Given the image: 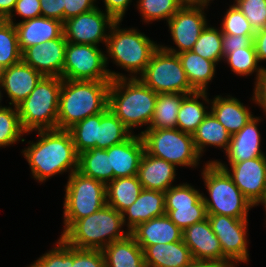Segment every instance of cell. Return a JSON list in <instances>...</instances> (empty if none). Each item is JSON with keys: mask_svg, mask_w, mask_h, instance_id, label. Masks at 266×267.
<instances>
[{"mask_svg": "<svg viewBox=\"0 0 266 267\" xmlns=\"http://www.w3.org/2000/svg\"><path fill=\"white\" fill-rule=\"evenodd\" d=\"M37 141H28L22 149L29 164L31 174L39 183L51 179L54 175L69 172L70 176L78 170L79 154L68 130H36Z\"/></svg>", "mask_w": 266, "mask_h": 267, "instance_id": "obj_1", "label": "cell"}, {"mask_svg": "<svg viewBox=\"0 0 266 267\" xmlns=\"http://www.w3.org/2000/svg\"><path fill=\"white\" fill-rule=\"evenodd\" d=\"M110 83L62 79L57 129L68 130L88 116L103 112L108 107Z\"/></svg>", "mask_w": 266, "mask_h": 267, "instance_id": "obj_2", "label": "cell"}, {"mask_svg": "<svg viewBox=\"0 0 266 267\" xmlns=\"http://www.w3.org/2000/svg\"><path fill=\"white\" fill-rule=\"evenodd\" d=\"M157 93L139 78L111 80L108 91V108L134 133V128L147 125L148 129L156 103Z\"/></svg>", "mask_w": 266, "mask_h": 267, "instance_id": "obj_3", "label": "cell"}, {"mask_svg": "<svg viewBox=\"0 0 266 267\" xmlns=\"http://www.w3.org/2000/svg\"><path fill=\"white\" fill-rule=\"evenodd\" d=\"M123 227L122 213L106 204L97 212L75 221L60 238L75 248L103 250L130 234Z\"/></svg>", "mask_w": 266, "mask_h": 267, "instance_id": "obj_4", "label": "cell"}, {"mask_svg": "<svg viewBox=\"0 0 266 267\" xmlns=\"http://www.w3.org/2000/svg\"><path fill=\"white\" fill-rule=\"evenodd\" d=\"M121 22L116 21L109 31L105 45L106 66L109 63L108 58H111L116 66L130 73L127 78H138L160 44L155 43L135 28L119 27Z\"/></svg>", "mask_w": 266, "mask_h": 267, "instance_id": "obj_5", "label": "cell"}, {"mask_svg": "<svg viewBox=\"0 0 266 267\" xmlns=\"http://www.w3.org/2000/svg\"><path fill=\"white\" fill-rule=\"evenodd\" d=\"M201 172L209 198L202 193L207 214L226 215L248 219L254 206L234 184L227 172L215 163L206 162Z\"/></svg>", "mask_w": 266, "mask_h": 267, "instance_id": "obj_6", "label": "cell"}, {"mask_svg": "<svg viewBox=\"0 0 266 267\" xmlns=\"http://www.w3.org/2000/svg\"><path fill=\"white\" fill-rule=\"evenodd\" d=\"M61 85L62 78L44 76L29 96L16 106L26 134L57 129Z\"/></svg>", "mask_w": 266, "mask_h": 267, "instance_id": "obj_7", "label": "cell"}, {"mask_svg": "<svg viewBox=\"0 0 266 267\" xmlns=\"http://www.w3.org/2000/svg\"><path fill=\"white\" fill-rule=\"evenodd\" d=\"M145 152L177 166L195 168L201 156L196 150L193 135L177 128L141 131Z\"/></svg>", "mask_w": 266, "mask_h": 267, "instance_id": "obj_8", "label": "cell"}, {"mask_svg": "<svg viewBox=\"0 0 266 267\" xmlns=\"http://www.w3.org/2000/svg\"><path fill=\"white\" fill-rule=\"evenodd\" d=\"M64 189L62 234L78 219L89 216L106 205V185L78 171L68 176Z\"/></svg>", "mask_w": 266, "mask_h": 267, "instance_id": "obj_9", "label": "cell"}, {"mask_svg": "<svg viewBox=\"0 0 266 267\" xmlns=\"http://www.w3.org/2000/svg\"><path fill=\"white\" fill-rule=\"evenodd\" d=\"M155 93L196 92L190 85L178 54L164 50L159 46L152 54L144 72L138 77Z\"/></svg>", "mask_w": 266, "mask_h": 267, "instance_id": "obj_10", "label": "cell"}, {"mask_svg": "<svg viewBox=\"0 0 266 267\" xmlns=\"http://www.w3.org/2000/svg\"><path fill=\"white\" fill-rule=\"evenodd\" d=\"M105 53L99 46L67 42L63 67V79L86 81H111L126 78L107 68Z\"/></svg>", "mask_w": 266, "mask_h": 267, "instance_id": "obj_11", "label": "cell"}, {"mask_svg": "<svg viewBox=\"0 0 266 267\" xmlns=\"http://www.w3.org/2000/svg\"><path fill=\"white\" fill-rule=\"evenodd\" d=\"M165 214L182 231L206 219L202 193L187 182L170 187L165 192Z\"/></svg>", "mask_w": 266, "mask_h": 267, "instance_id": "obj_12", "label": "cell"}, {"mask_svg": "<svg viewBox=\"0 0 266 267\" xmlns=\"http://www.w3.org/2000/svg\"><path fill=\"white\" fill-rule=\"evenodd\" d=\"M207 217L220 242L223 255L236 267L237 263L248 262V219L217 214H207Z\"/></svg>", "mask_w": 266, "mask_h": 267, "instance_id": "obj_13", "label": "cell"}, {"mask_svg": "<svg viewBox=\"0 0 266 267\" xmlns=\"http://www.w3.org/2000/svg\"><path fill=\"white\" fill-rule=\"evenodd\" d=\"M115 22L111 15L101 11L97 6L88 12L67 19L63 23V32L69 43L106 45L109 31Z\"/></svg>", "mask_w": 266, "mask_h": 267, "instance_id": "obj_14", "label": "cell"}, {"mask_svg": "<svg viewBox=\"0 0 266 267\" xmlns=\"http://www.w3.org/2000/svg\"><path fill=\"white\" fill-rule=\"evenodd\" d=\"M208 163H215L225 170L254 207L263 200L266 193V157L233 163L229 165L231 169L218 160H209Z\"/></svg>", "mask_w": 266, "mask_h": 267, "instance_id": "obj_15", "label": "cell"}, {"mask_svg": "<svg viewBox=\"0 0 266 267\" xmlns=\"http://www.w3.org/2000/svg\"><path fill=\"white\" fill-rule=\"evenodd\" d=\"M205 9L207 7H181L167 22L173 44L177 47L160 46L174 54L192 50L201 32L208 25Z\"/></svg>", "mask_w": 266, "mask_h": 267, "instance_id": "obj_16", "label": "cell"}, {"mask_svg": "<svg viewBox=\"0 0 266 267\" xmlns=\"http://www.w3.org/2000/svg\"><path fill=\"white\" fill-rule=\"evenodd\" d=\"M182 240L191 251L194 261L235 267L224 255L220 242L212 231L208 217L183 230Z\"/></svg>", "mask_w": 266, "mask_h": 267, "instance_id": "obj_17", "label": "cell"}, {"mask_svg": "<svg viewBox=\"0 0 266 267\" xmlns=\"http://www.w3.org/2000/svg\"><path fill=\"white\" fill-rule=\"evenodd\" d=\"M66 45L63 33L59 38L26 48L21 60L45 77L63 79Z\"/></svg>", "mask_w": 266, "mask_h": 267, "instance_id": "obj_18", "label": "cell"}, {"mask_svg": "<svg viewBox=\"0 0 266 267\" xmlns=\"http://www.w3.org/2000/svg\"><path fill=\"white\" fill-rule=\"evenodd\" d=\"M44 76L22 60L0 70V99L3 92L8 95L10 106H17L25 100ZM2 89V90H1Z\"/></svg>", "mask_w": 266, "mask_h": 267, "instance_id": "obj_19", "label": "cell"}, {"mask_svg": "<svg viewBox=\"0 0 266 267\" xmlns=\"http://www.w3.org/2000/svg\"><path fill=\"white\" fill-rule=\"evenodd\" d=\"M106 152L110 156L114 180L137 175L145 147L140 134L133 133L124 142L107 148Z\"/></svg>", "mask_w": 266, "mask_h": 267, "instance_id": "obj_20", "label": "cell"}, {"mask_svg": "<svg viewBox=\"0 0 266 267\" xmlns=\"http://www.w3.org/2000/svg\"><path fill=\"white\" fill-rule=\"evenodd\" d=\"M259 117L253 116L237 133L231 135L225 151L229 165L257 157H266L262 152L261 134L258 131Z\"/></svg>", "mask_w": 266, "mask_h": 267, "instance_id": "obj_21", "label": "cell"}, {"mask_svg": "<svg viewBox=\"0 0 266 267\" xmlns=\"http://www.w3.org/2000/svg\"><path fill=\"white\" fill-rule=\"evenodd\" d=\"M176 166L164 159L144 152L137 172L138 180L143 189L166 192L174 186Z\"/></svg>", "mask_w": 266, "mask_h": 267, "instance_id": "obj_22", "label": "cell"}, {"mask_svg": "<svg viewBox=\"0 0 266 267\" xmlns=\"http://www.w3.org/2000/svg\"><path fill=\"white\" fill-rule=\"evenodd\" d=\"M183 231L177 227L166 214L138 224L130 235L144 249L155 244H168L182 241Z\"/></svg>", "mask_w": 266, "mask_h": 267, "instance_id": "obj_23", "label": "cell"}, {"mask_svg": "<svg viewBox=\"0 0 266 267\" xmlns=\"http://www.w3.org/2000/svg\"><path fill=\"white\" fill-rule=\"evenodd\" d=\"M165 214V193L142 189L137 200L122 212L124 226L130 232L138 224Z\"/></svg>", "mask_w": 266, "mask_h": 267, "instance_id": "obj_24", "label": "cell"}, {"mask_svg": "<svg viewBox=\"0 0 266 267\" xmlns=\"http://www.w3.org/2000/svg\"><path fill=\"white\" fill-rule=\"evenodd\" d=\"M21 52L34 45L59 38L63 32V22L46 17H37L15 23Z\"/></svg>", "mask_w": 266, "mask_h": 267, "instance_id": "obj_25", "label": "cell"}, {"mask_svg": "<svg viewBox=\"0 0 266 267\" xmlns=\"http://www.w3.org/2000/svg\"><path fill=\"white\" fill-rule=\"evenodd\" d=\"M210 112L232 135L239 132L254 115L236 97L216 95L210 99Z\"/></svg>", "mask_w": 266, "mask_h": 267, "instance_id": "obj_26", "label": "cell"}, {"mask_svg": "<svg viewBox=\"0 0 266 267\" xmlns=\"http://www.w3.org/2000/svg\"><path fill=\"white\" fill-rule=\"evenodd\" d=\"M143 255L146 267H185L194 261L183 240L147 246Z\"/></svg>", "mask_w": 266, "mask_h": 267, "instance_id": "obj_27", "label": "cell"}, {"mask_svg": "<svg viewBox=\"0 0 266 267\" xmlns=\"http://www.w3.org/2000/svg\"><path fill=\"white\" fill-rule=\"evenodd\" d=\"M102 251L106 267H146L143 249L130 234L107 245Z\"/></svg>", "mask_w": 266, "mask_h": 267, "instance_id": "obj_28", "label": "cell"}, {"mask_svg": "<svg viewBox=\"0 0 266 267\" xmlns=\"http://www.w3.org/2000/svg\"><path fill=\"white\" fill-rule=\"evenodd\" d=\"M207 92H194L186 95L181 103L177 116V129L193 134L209 114L210 99ZM202 98V99H201ZM198 99L202 100L200 102ZM208 104L207 106L204 105Z\"/></svg>", "mask_w": 266, "mask_h": 267, "instance_id": "obj_29", "label": "cell"}, {"mask_svg": "<svg viewBox=\"0 0 266 267\" xmlns=\"http://www.w3.org/2000/svg\"><path fill=\"white\" fill-rule=\"evenodd\" d=\"M178 57L191 87L196 92H207L216 73V64L191 50L178 54Z\"/></svg>", "mask_w": 266, "mask_h": 267, "instance_id": "obj_30", "label": "cell"}, {"mask_svg": "<svg viewBox=\"0 0 266 267\" xmlns=\"http://www.w3.org/2000/svg\"><path fill=\"white\" fill-rule=\"evenodd\" d=\"M192 135L196 150L201 157L206 151L204 150L206 149L205 147L208 146L219 147L226 151L231 139V134L211 112H209Z\"/></svg>", "mask_w": 266, "mask_h": 267, "instance_id": "obj_31", "label": "cell"}, {"mask_svg": "<svg viewBox=\"0 0 266 267\" xmlns=\"http://www.w3.org/2000/svg\"><path fill=\"white\" fill-rule=\"evenodd\" d=\"M142 189L137 175L116 178L106 185V204L122 213L137 200Z\"/></svg>", "mask_w": 266, "mask_h": 267, "instance_id": "obj_32", "label": "cell"}, {"mask_svg": "<svg viewBox=\"0 0 266 267\" xmlns=\"http://www.w3.org/2000/svg\"><path fill=\"white\" fill-rule=\"evenodd\" d=\"M77 171L105 185L113 180V169L106 149L92 148L80 153Z\"/></svg>", "mask_w": 266, "mask_h": 267, "instance_id": "obj_33", "label": "cell"}, {"mask_svg": "<svg viewBox=\"0 0 266 267\" xmlns=\"http://www.w3.org/2000/svg\"><path fill=\"white\" fill-rule=\"evenodd\" d=\"M186 95L182 93L157 94L155 111L148 129L177 128L178 112Z\"/></svg>", "mask_w": 266, "mask_h": 267, "instance_id": "obj_34", "label": "cell"}, {"mask_svg": "<svg viewBox=\"0 0 266 267\" xmlns=\"http://www.w3.org/2000/svg\"><path fill=\"white\" fill-rule=\"evenodd\" d=\"M133 133L107 107L100 113L97 148L107 149L127 140Z\"/></svg>", "mask_w": 266, "mask_h": 267, "instance_id": "obj_35", "label": "cell"}, {"mask_svg": "<svg viewBox=\"0 0 266 267\" xmlns=\"http://www.w3.org/2000/svg\"><path fill=\"white\" fill-rule=\"evenodd\" d=\"M22 59L18 34L13 23L0 20V70L17 64Z\"/></svg>", "mask_w": 266, "mask_h": 267, "instance_id": "obj_36", "label": "cell"}, {"mask_svg": "<svg viewBox=\"0 0 266 267\" xmlns=\"http://www.w3.org/2000/svg\"><path fill=\"white\" fill-rule=\"evenodd\" d=\"M99 125L100 113L88 116L68 129L78 154L97 148Z\"/></svg>", "mask_w": 266, "mask_h": 267, "instance_id": "obj_37", "label": "cell"}, {"mask_svg": "<svg viewBox=\"0 0 266 267\" xmlns=\"http://www.w3.org/2000/svg\"><path fill=\"white\" fill-rule=\"evenodd\" d=\"M222 36L221 29L207 25L191 51L218 65V62L224 59Z\"/></svg>", "mask_w": 266, "mask_h": 267, "instance_id": "obj_38", "label": "cell"}, {"mask_svg": "<svg viewBox=\"0 0 266 267\" xmlns=\"http://www.w3.org/2000/svg\"><path fill=\"white\" fill-rule=\"evenodd\" d=\"M27 132L22 128L17 107L0 105V147L26 141L21 138Z\"/></svg>", "mask_w": 266, "mask_h": 267, "instance_id": "obj_39", "label": "cell"}, {"mask_svg": "<svg viewBox=\"0 0 266 267\" xmlns=\"http://www.w3.org/2000/svg\"><path fill=\"white\" fill-rule=\"evenodd\" d=\"M223 61L230 65V69L238 76H250L256 72L255 81L261 74L264 66H259L255 47H246L228 53Z\"/></svg>", "mask_w": 266, "mask_h": 267, "instance_id": "obj_40", "label": "cell"}, {"mask_svg": "<svg viewBox=\"0 0 266 267\" xmlns=\"http://www.w3.org/2000/svg\"><path fill=\"white\" fill-rule=\"evenodd\" d=\"M136 7L145 23L166 20L167 22L182 7L178 0H137Z\"/></svg>", "mask_w": 266, "mask_h": 267, "instance_id": "obj_41", "label": "cell"}, {"mask_svg": "<svg viewBox=\"0 0 266 267\" xmlns=\"http://www.w3.org/2000/svg\"><path fill=\"white\" fill-rule=\"evenodd\" d=\"M73 247L67 245L60 237L55 247L40 256L27 267H72Z\"/></svg>", "mask_w": 266, "mask_h": 267, "instance_id": "obj_42", "label": "cell"}, {"mask_svg": "<svg viewBox=\"0 0 266 267\" xmlns=\"http://www.w3.org/2000/svg\"><path fill=\"white\" fill-rule=\"evenodd\" d=\"M220 29L223 34L229 35H255L256 33L247 18L234 4L226 10Z\"/></svg>", "mask_w": 266, "mask_h": 267, "instance_id": "obj_43", "label": "cell"}, {"mask_svg": "<svg viewBox=\"0 0 266 267\" xmlns=\"http://www.w3.org/2000/svg\"><path fill=\"white\" fill-rule=\"evenodd\" d=\"M255 32L266 28V0H234Z\"/></svg>", "mask_w": 266, "mask_h": 267, "instance_id": "obj_44", "label": "cell"}, {"mask_svg": "<svg viewBox=\"0 0 266 267\" xmlns=\"http://www.w3.org/2000/svg\"><path fill=\"white\" fill-rule=\"evenodd\" d=\"M72 267H106L103 251L73 247Z\"/></svg>", "mask_w": 266, "mask_h": 267, "instance_id": "obj_45", "label": "cell"}, {"mask_svg": "<svg viewBox=\"0 0 266 267\" xmlns=\"http://www.w3.org/2000/svg\"><path fill=\"white\" fill-rule=\"evenodd\" d=\"M15 14L20 16L22 21L41 17L40 0H17L12 13L5 20L15 25Z\"/></svg>", "mask_w": 266, "mask_h": 267, "instance_id": "obj_46", "label": "cell"}, {"mask_svg": "<svg viewBox=\"0 0 266 267\" xmlns=\"http://www.w3.org/2000/svg\"><path fill=\"white\" fill-rule=\"evenodd\" d=\"M254 35H229L223 34L222 36V50L224 57L232 52L246 47L254 46Z\"/></svg>", "mask_w": 266, "mask_h": 267, "instance_id": "obj_47", "label": "cell"}, {"mask_svg": "<svg viewBox=\"0 0 266 267\" xmlns=\"http://www.w3.org/2000/svg\"><path fill=\"white\" fill-rule=\"evenodd\" d=\"M97 0H65L64 22L97 7Z\"/></svg>", "mask_w": 266, "mask_h": 267, "instance_id": "obj_48", "label": "cell"}, {"mask_svg": "<svg viewBox=\"0 0 266 267\" xmlns=\"http://www.w3.org/2000/svg\"><path fill=\"white\" fill-rule=\"evenodd\" d=\"M41 16L64 23L65 0H40Z\"/></svg>", "mask_w": 266, "mask_h": 267, "instance_id": "obj_49", "label": "cell"}, {"mask_svg": "<svg viewBox=\"0 0 266 267\" xmlns=\"http://www.w3.org/2000/svg\"><path fill=\"white\" fill-rule=\"evenodd\" d=\"M105 5V13L111 15L116 21H123L125 12L132 0H102Z\"/></svg>", "mask_w": 266, "mask_h": 267, "instance_id": "obj_50", "label": "cell"}, {"mask_svg": "<svg viewBox=\"0 0 266 267\" xmlns=\"http://www.w3.org/2000/svg\"><path fill=\"white\" fill-rule=\"evenodd\" d=\"M254 93L252 101L258 104L264 110L266 116V68H263L261 74L254 82Z\"/></svg>", "mask_w": 266, "mask_h": 267, "instance_id": "obj_51", "label": "cell"}, {"mask_svg": "<svg viewBox=\"0 0 266 267\" xmlns=\"http://www.w3.org/2000/svg\"><path fill=\"white\" fill-rule=\"evenodd\" d=\"M254 46L258 61H266V28L259 30L254 35Z\"/></svg>", "mask_w": 266, "mask_h": 267, "instance_id": "obj_52", "label": "cell"}, {"mask_svg": "<svg viewBox=\"0 0 266 267\" xmlns=\"http://www.w3.org/2000/svg\"><path fill=\"white\" fill-rule=\"evenodd\" d=\"M17 0H0V20H5L13 11Z\"/></svg>", "mask_w": 266, "mask_h": 267, "instance_id": "obj_53", "label": "cell"}, {"mask_svg": "<svg viewBox=\"0 0 266 267\" xmlns=\"http://www.w3.org/2000/svg\"><path fill=\"white\" fill-rule=\"evenodd\" d=\"M178 2L182 7H208L211 0H178Z\"/></svg>", "mask_w": 266, "mask_h": 267, "instance_id": "obj_54", "label": "cell"}, {"mask_svg": "<svg viewBox=\"0 0 266 267\" xmlns=\"http://www.w3.org/2000/svg\"><path fill=\"white\" fill-rule=\"evenodd\" d=\"M185 267H219V266L207 262L193 261L191 264Z\"/></svg>", "mask_w": 266, "mask_h": 267, "instance_id": "obj_55", "label": "cell"}, {"mask_svg": "<svg viewBox=\"0 0 266 267\" xmlns=\"http://www.w3.org/2000/svg\"><path fill=\"white\" fill-rule=\"evenodd\" d=\"M264 205V208H265V211H266V193H265V196L263 198V200L259 203V205ZM266 215V214H265Z\"/></svg>", "mask_w": 266, "mask_h": 267, "instance_id": "obj_56", "label": "cell"}]
</instances>
